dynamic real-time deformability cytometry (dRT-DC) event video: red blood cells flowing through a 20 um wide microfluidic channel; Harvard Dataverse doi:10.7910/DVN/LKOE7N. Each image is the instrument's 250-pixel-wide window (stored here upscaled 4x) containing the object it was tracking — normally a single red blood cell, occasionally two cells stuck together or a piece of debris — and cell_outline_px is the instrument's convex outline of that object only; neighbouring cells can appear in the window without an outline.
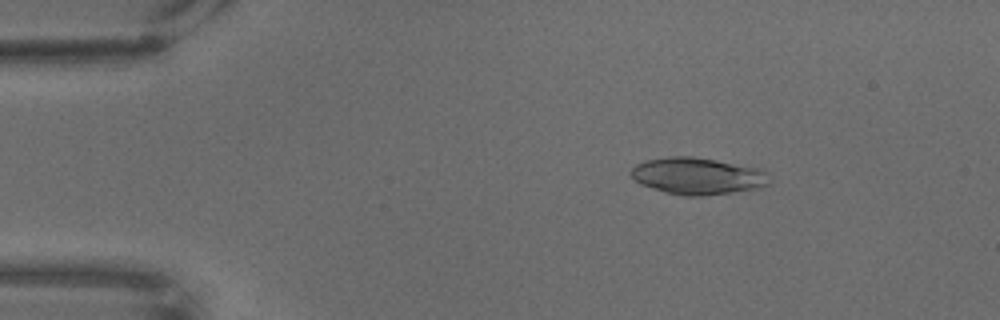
{"species": "common noctule bat (a hibernating species)", "species_latin": "Nyctalus noctula", "temperature_condition": "warm", "stored_images_in_passage": 67, "camera_frame_rate_fps": 3000, "um_per_image_px": 0.085, "animal": {"sex": "male", "body_mass_g": 18.8}, "frame": {"image": 1, "passage_image": 10, "time_ms": 3.0, "image_size_px": [1000, 320], "cell_outline_px": [[772, 180], [768, 184], [760, 188], [700, 196], [684, 196], [668, 192], [640, 184], [628, 172], [636, 164], [644, 160], [668, 156], [692, 156], [764, 168]], "centroid_in_image_um": [59.34, 14.94], "position_along_channel_um": 25.7, "area_um2": 29.94}}
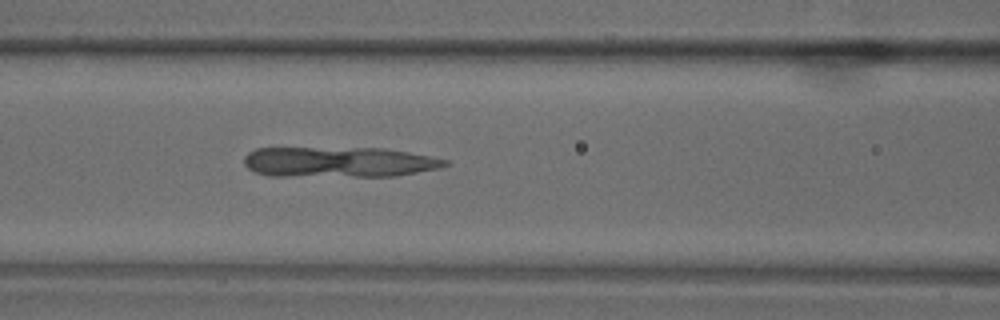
{"frame": {"image": 2, "passage_image": 28, "time_ms": 9.0, "image_size_px": [1000, 320], "cell_outline_px": [[452, 164], [440, 168], [396, 176], [268, 176], [256, 172], [248, 168], [244, 164], [244, 156], [248, 152], [256, 148], [384, 148], [408, 152], [448, 160]], "centroid_in_image_um": [28.8, 13.78], "position_along_channel_um": 137.8, "area_um2": 35.78}}